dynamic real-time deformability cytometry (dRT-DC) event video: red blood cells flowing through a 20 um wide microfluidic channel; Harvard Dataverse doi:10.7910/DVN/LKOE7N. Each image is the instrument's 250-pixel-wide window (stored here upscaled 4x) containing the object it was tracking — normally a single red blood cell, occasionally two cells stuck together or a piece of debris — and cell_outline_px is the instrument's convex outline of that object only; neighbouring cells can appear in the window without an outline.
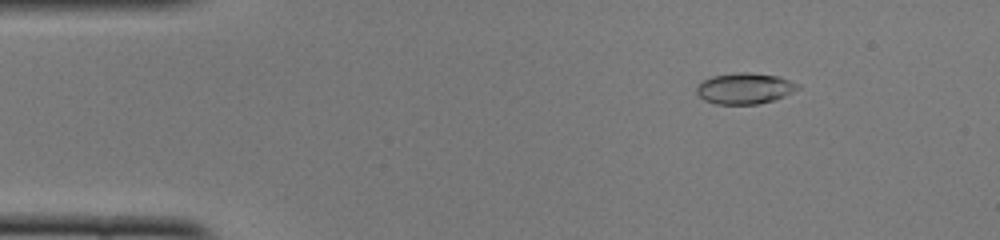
{"species": "common noctule bat (a hibernating species)", "species_latin": "Nyctalus noctula", "temperature_condition": "cold", "stored_images_in_passage": 51, "camera_frame_rate_fps": 3000, "um_per_image_px": 0.085, "animal": {"sex": "female", "body_mass_g": 22.0, "forearm_length_mm": 56.7}, "frame": {"image": 1, "passage_image": 7, "time_ms": 2.0, "image_size_px": [1000, 240], "cell_outline_px": [[800, 88], [784, 96], [772, 100], [756, 104], [716, 104], [704, 100], [696, 92], [696, 84], [712, 76], [736, 72], [748, 72], [780, 76], [800, 84]], "centroid_in_image_um": [63.29, 7.5], "position_along_channel_um": 21.7, "area_um2": 18.38}}
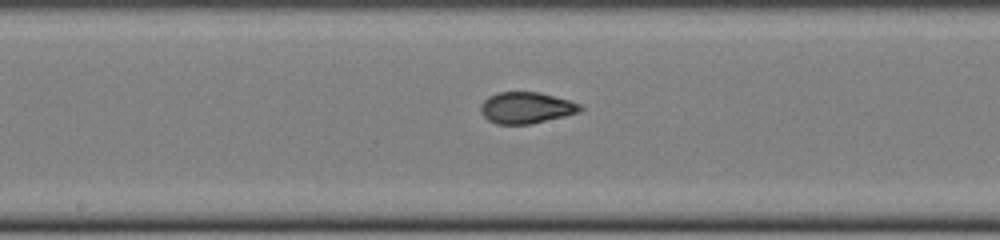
{"frame": {"image": 2, "passage_image": 26, "time_ms": 8.333, "image_size_px": [1000, 240], "cell_outline_px": [[584, 108], [580, 112], [532, 124], [496, 124], [488, 120], [480, 112], [480, 104], [488, 96], [496, 92], [540, 92], [568, 100], [580, 104]], "centroid_in_image_um": [44.71, 9.16], "position_along_channel_um": 203.5, "area_um2": 18.32}}
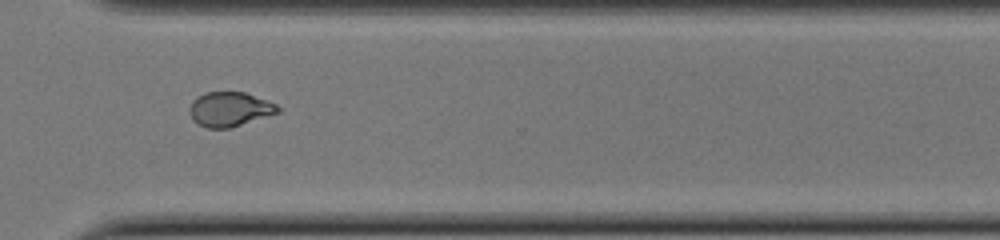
{"frame": {"image": 3, "passage_image": 37, "time_ms": 12.0, "image_size_px": [1000, 240], "cell_outline_px": [[280, 112], [228, 128], [208, 128], [196, 124], [192, 120], [188, 112], [188, 108], [192, 100], [196, 96], [204, 92], [244, 92], [268, 100], [276, 104], [280, 108]], "centroid_in_image_um": [19.47, 9.27], "position_along_channel_um": 351.1, "area_um2": 17.92}, "authors_computed_cell_mechanics": {"area_um2": 18.4382, "velocity_mm_per_s": 4.0107, "shape_relaxation_time_tau1_ms": 7.3801, "shape_relaxation_time_tau2_ms": 1.4327, "deformation_change_tau1": 0.206, "deformation_change_tau2": 0.0636}}